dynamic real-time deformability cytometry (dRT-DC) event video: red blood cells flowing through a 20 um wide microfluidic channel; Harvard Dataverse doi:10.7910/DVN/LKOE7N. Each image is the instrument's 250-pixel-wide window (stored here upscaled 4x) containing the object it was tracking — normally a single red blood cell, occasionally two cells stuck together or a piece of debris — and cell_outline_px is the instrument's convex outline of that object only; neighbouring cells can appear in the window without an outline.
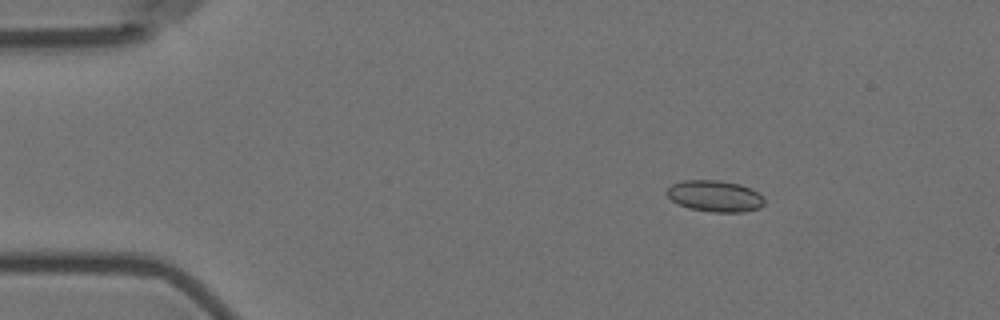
{"species": "Egyptian fruit bat (a non-hibernating species)", "species_latin": "Rousettus aegyptiacus", "temperature_condition": "room temperature", "stored_images_in_passage": 6, "camera_frame_rate_fps": 3000, "um_per_image_px": 0.085, "animal": {"sex": "female"}, "frame": {"image": 1, "passage_image": 2, "time_ms": 1.333, "image_size_px": [1000, 320], "cell_outline_px": [[764, 204], [760, 208], [744, 212], [712, 212], [688, 208], [672, 200], [664, 192], [672, 184], [684, 180], [716, 180], [740, 184], [752, 188], [760, 192], [764, 196]], "centroid_in_image_um": [60.81, 16.66], "position_along_channel_um": 24.2, "area_um2": 18.03}}
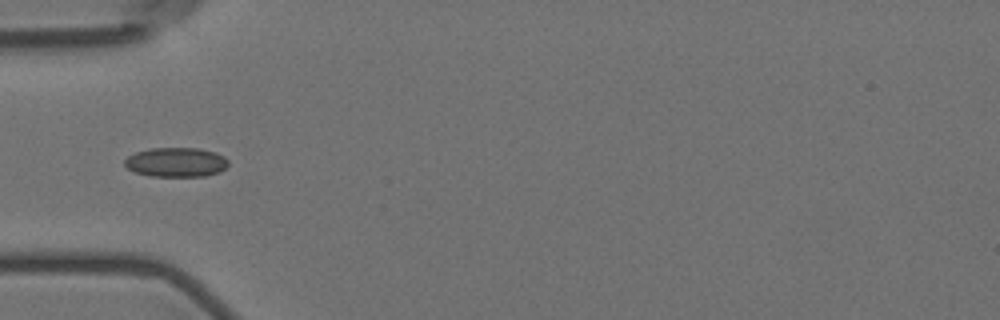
{"frame": {"image": 2, "passage_image": 5, "time_ms": 4.667, "image_size_px": [1000, 320], "cell_outline_px": [[228, 164], [220, 172], [204, 176], [152, 176], [136, 172], [128, 168], [124, 164], [124, 160], [128, 156], [136, 152], [148, 148], [200, 148], [216, 152], [224, 156], [228, 160]], "centroid_in_image_um": [14.98, 13.78], "position_along_channel_um": 70.0, "area_um2": 17.8}}
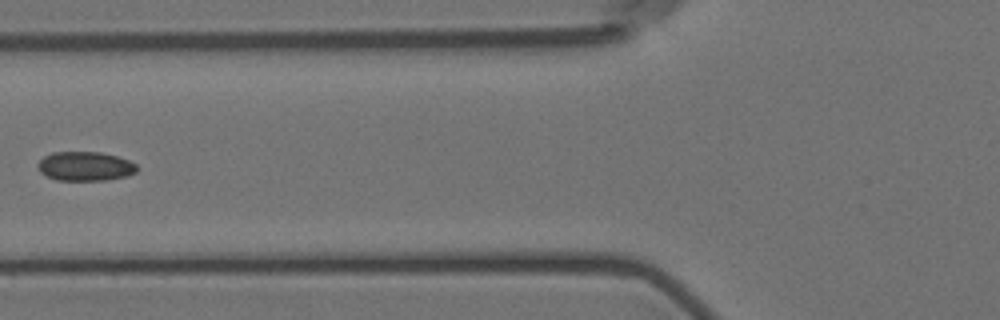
{"frame": {"image": 3, "passage_image": 6, "time_ms": 6.0, "image_size_px": [1000, 320], "cell_outline_px": [[136, 172], [128, 176], [108, 180], [56, 180], [40, 172], [36, 164], [44, 156], [52, 152], [100, 152], [116, 156], [128, 160], [136, 164]], "centroid_in_image_um": [7.23, 14.13], "position_along_channel_um": 118.6, "area_um2": 16.88}}